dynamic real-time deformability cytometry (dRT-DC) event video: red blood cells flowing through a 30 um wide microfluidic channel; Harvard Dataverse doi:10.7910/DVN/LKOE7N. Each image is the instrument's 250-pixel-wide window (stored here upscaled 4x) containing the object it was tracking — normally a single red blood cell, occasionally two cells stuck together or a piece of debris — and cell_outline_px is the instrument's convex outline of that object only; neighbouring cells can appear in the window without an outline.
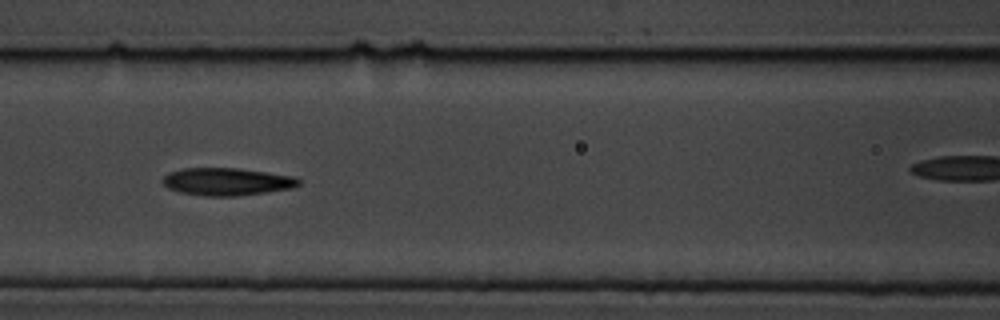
{"species": "common noctule bat (a hibernating species)", "species_latin": "Nyctalus noctula", "temperature_condition": "cold", "stored_images_in_passage": 10, "camera_frame_rate_fps": 3000, "um_per_image_px": 0.085, "animal": {"sex": "male", "body_mass_g": 19.5, "forearm_length_mm": 54.6}, "frame": {"image": 1, "passage_image": 5, "time_ms": 5.667, "image_size_px": [1000, 320], "cell_outline_px": [[300, 184], [292, 188], [236, 196], [204, 196], [180, 192], [168, 188], [164, 184], [164, 176], [168, 172], [184, 168], [240, 168], [296, 176], [300, 180]], "centroid_in_image_um": [19.31, 15.43], "position_along_channel_um": 147.3, "area_um2": 21.85}}
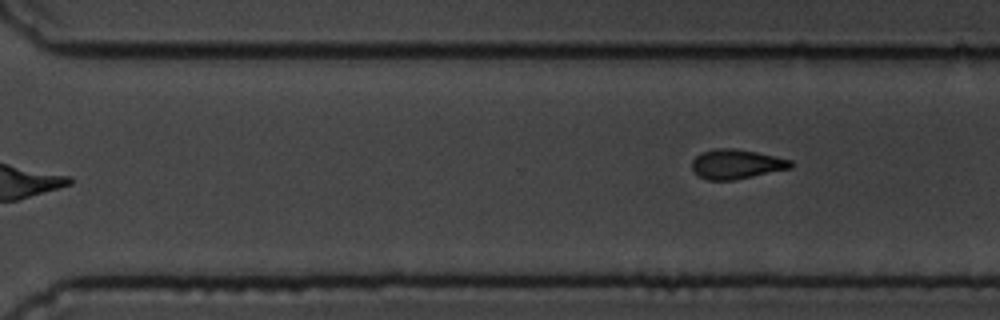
{"frame": {"image": 2, "passage_image": 10, "time_ms": 11.667, "image_size_px": [1000, 320], "cell_outline_px": [[796, 164], [792, 168], [736, 180], [708, 180], [696, 176], [692, 168], [692, 160], [700, 152], [716, 148], [732, 148], [756, 152], [792, 160]], "centroid_in_image_um": [62.6, 13.96], "position_along_channel_um": 308.0, "area_um2": 17.28}}